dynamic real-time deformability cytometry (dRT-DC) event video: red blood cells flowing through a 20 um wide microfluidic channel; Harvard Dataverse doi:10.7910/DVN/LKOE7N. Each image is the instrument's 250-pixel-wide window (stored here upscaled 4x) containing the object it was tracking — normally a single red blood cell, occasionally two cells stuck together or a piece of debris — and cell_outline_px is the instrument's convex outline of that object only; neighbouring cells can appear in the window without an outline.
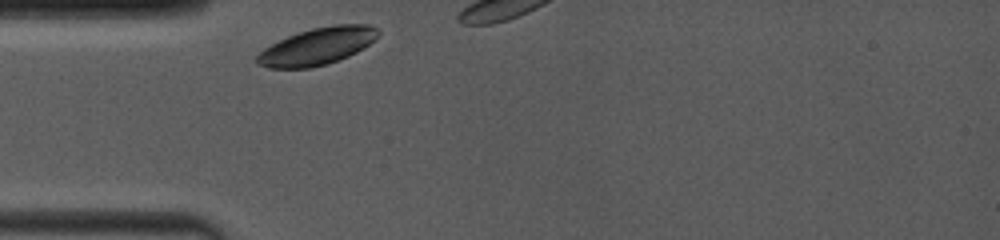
{"species": "common noctule bat (a hibernating species)", "species_latin": "Nyctalus noctula", "temperature_condition": "room temperature", "stored_images_in_passage": 10, "camera_frame_rate_fps": 4000, "um_per_image_px": 0.085, "animal": {"sex": "female", "body_mass_g": 19.0, "forearm_length_mm": 53.3}, "frame": {"image": 1, "passage_image": 1, "time_ms": 0.0, "image_size_px": [1000, 240], "cell_outline_px": [[380, 32], [376, 40], [364, 48], [348, 56], [328, 64], [308, 68], [268, 68], [256, 64], [256, 56], [264, 48], [288, 36], [312, 28], [336, 24], [368, 24], [376, 28]], "centroid_in_image_um": [26.99, 3.94], "position_along_channel_um": 58.0, "area_um2": 26.18}}